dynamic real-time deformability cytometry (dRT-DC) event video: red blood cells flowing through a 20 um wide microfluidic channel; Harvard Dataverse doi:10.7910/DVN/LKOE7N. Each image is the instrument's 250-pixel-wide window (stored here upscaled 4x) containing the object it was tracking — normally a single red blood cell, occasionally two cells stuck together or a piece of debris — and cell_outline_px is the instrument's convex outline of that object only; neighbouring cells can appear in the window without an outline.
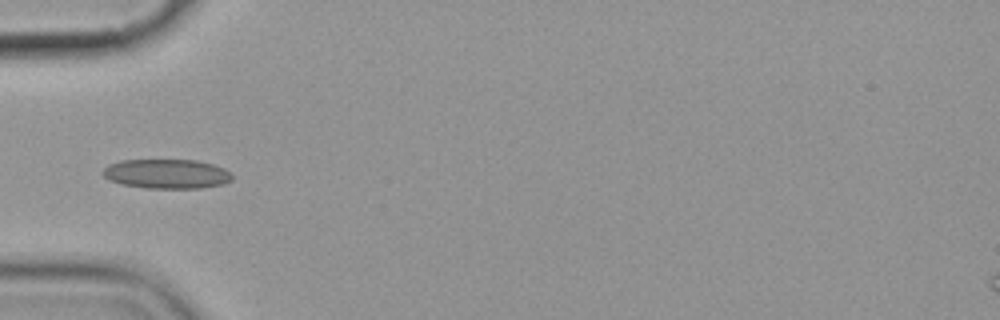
{"species": "common noctule bat (a hibernating species)", "species_latin": "Nyctalus noctula", "temperature_condition": "cold", "stored_images_in_passage": 7, "camera_frame_rate_fps": 3000, "um_per_image_px": 0.085, "animal": {"sex": "female", "body_mass_g": 19.9}, "frame": {"image": 1, "passage_image": 6, "time_ms": 5.667, "image_size_px": [1000, 320], "cell_outline_px": [[232, 180], [224, 184], [200, 188], [148, 188], [124, 184], [108, 180], [100, 172], [108, 164], [120, 160], [196, 160], [212, 164], [224, 168], [232, 176]], "centroid_in_image_um": [14.15, 14.77], "position_along_channel_um": 70.9, "area_um2": 22.2}}
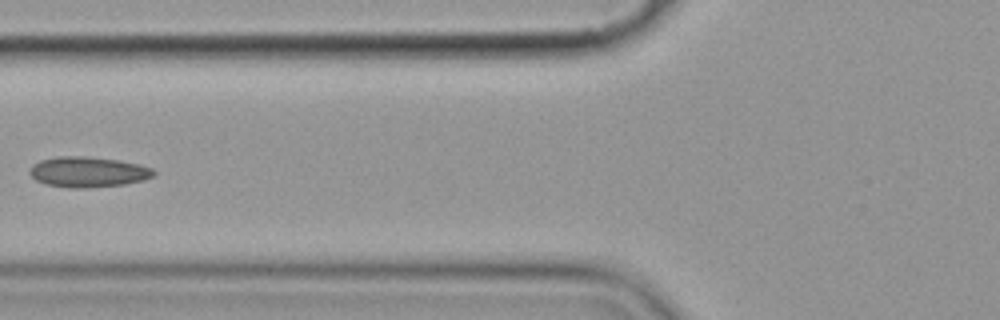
{"frame": {"image": 2, "passage_image": 7, "time_ms": 7.0, "image_size_px": [1000, 320], "cell_outline_px": [[156, 172], [152, 176], [144, 180], [124, 184], [84, 188], [72, 188], [44, 184], [36, 180], [28, 172], [32, 164], [40, 160], [60, 156], [84, 156], [116, 160], [140, 164], [152, 168]], "centroid_in_image_um": [7.46, 14.61], "position_along_channel_um": 118.3, "area_um2": 21.96}}